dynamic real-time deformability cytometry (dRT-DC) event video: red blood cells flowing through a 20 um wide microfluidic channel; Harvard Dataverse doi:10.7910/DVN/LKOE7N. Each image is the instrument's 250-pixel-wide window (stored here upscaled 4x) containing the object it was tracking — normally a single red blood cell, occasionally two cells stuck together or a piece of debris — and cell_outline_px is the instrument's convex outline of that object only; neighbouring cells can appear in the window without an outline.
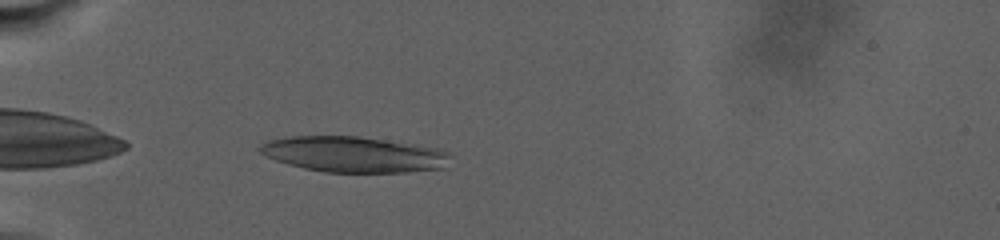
{"species": "human", "species_latin": "Homo sapiens", "temperature_condition": "warm", "stored_images_in_passage": 75, "camera_frame_rate_fps": 3000, "um_per_image_px": 0.085, "donor": {"sex": "male"}, "frame": {"image": 1, "passage_image": 5, "time_ms": 1.0, "image_size_px": [1000, 240], "cell_outline_px": [[452, 156], [444, 168], [408, 172], [324, 172], [304, 168], [288, 164], [276, 160], [260, 152], [260, 148], [268, 140], [292, 136], [356, 136], [436, 148], [448, 152]], "centroid_in_image_um": [30.09, 13.13], "position_along_channel_um": 54.9, "area_um2": 39.13}}
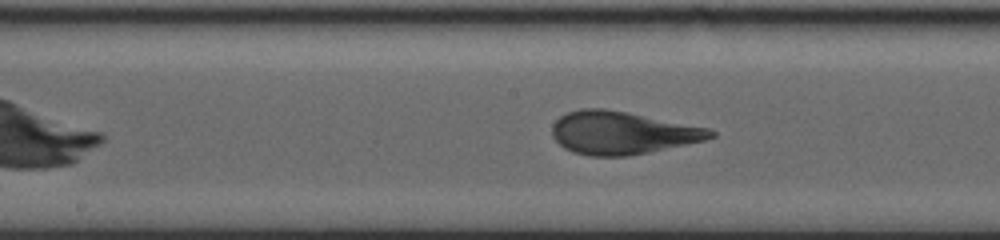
{"frame": {"image": 2, "passage_image": 36, "time_ms": 7.667, "image_size_px": [1000, 240], "cell_outline_px": [[716, 136], [704, 140], [648, 152], [628, 156], [588, 156], [572, 152], [564, 148], [552, 136], [552, 124], [560, 116], [568, 112], [580, 108], [604, 108], [708, 128], [716, 132]], "centroid_in_image_um": [52.83, 11.29], "position_along_channel_um": 195.4, "area_um2": 39.19}}
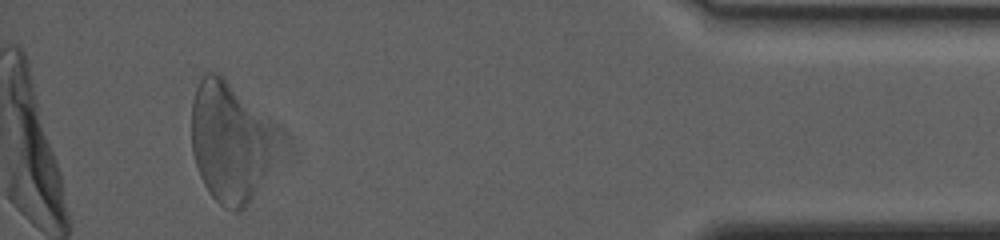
{"frame": {"image": 3, "passage_image": 67, "time_ms": 18.667, "image_size_px": [1000, 240], "cell_outline_px": [[264, 164], [260, 180], [252, 196], [244, 208], [236, 212], [224, 208], [208, 192], [200, 176], [192, 152], [192, 100], [196, 88], [200, 80], [208, 72], [220, 72], [224, 76], [256, 124], [264, 140]], "centroid_in_image_um": [19.18, 12.17], "position_along_channel_um": 416.0, "area_um2": 52.42}}